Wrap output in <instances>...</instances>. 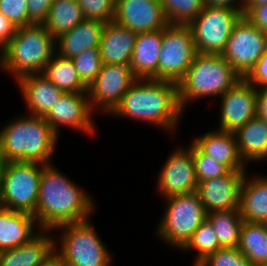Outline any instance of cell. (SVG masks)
Here are the masks:
<instances>
[{
  "mask_svg": "<svg viewBox=\"0 0 267 266\" xmlns=\"http://www.w3.org/2000/svg\"><path fill=\"white\" fill-rule=\"evenodd\" d=\"M66 176L53 164L43 167L32 214L40 230L54 231L62 224L86 221L95 210L92 196Z\"/></svg>",
  "mask_w": 267,
  "mask_h": 266,
  "instance_id": "obj_1",
  "label": "cell"
},
{
  "mask_svg": "<svg viewBox=\"0 0 267 266\" xmlns=\"http://www.w3.org/2000/svg\"><path fill=\"white\" fill-rule=\"evenodd\" d=\"M182 113L177 83L137 79L109 115L142 121L174 134Z\"/></svg>",
  "mask_w": 267,
  "mask_h": 266,
  "instance_id": "obj_2",
  "label": "cell"
},
{
  "mask_svg": "<svg viewBox=\"0 0 267 266\" xmlns=\"http://www.w3.org/2000/svg\"><path fill=\"white\" fill-rule=\"evenodd\" d=\"M11 119L0 129V162L20 161L51 164L59 136L43 117Z\"/></svg>",
  "mask_w": 267,
  "mask_h": 266,
  "instance_id": "obj_3",
  "label": "cell"
},
{
  "mask_svg": "<svg viewBox=\"0 0 267 266\" xmlns=\"http://www.w3.org/2000/svg\"><path fill=\"white\" fill-rule=\"evenodd\" d=\"M56 53V39L43 26L18 27L15 36L0 51V69L11 73L14 80L42 73Z\"/></svg>",
  "mask_w": 267,
  "mask_h": 266,
  "instance_id": "obj_4",
  "label": "cell"
},
{
  "mask_svg": "<svg viewBox=\"0 0 267 266\" xmlns=\"http://www.w3.org/2000/svg\"><path fill=\"white\" fill-rule=\"evenodd\" d=\"M241 79L221 54L197 53L186 74L177 83L180 107L184 111L192 100L220 98Z\"/></svg>",
  "mask_w": 267,
  "mask_h": 266,
  "instance_id": "obj_5",
  "label": "cell"
},
{
  "mask_svg": "<svg viewBox=\"0 0 267 266\" xmlns=\"http://www.w3.org/2000/svg\"><path fill=\"white\" fill-rule=\"evenodd\" d=\"M90 219L77 223L62 224L55 230H62L60 249L55 241V252L66 266H111L112 255L97 234Z\"/></svg>",
  "mask_w": 267,
  "mask_h": 266,
  "instance_id": "obj_6",
  "label": "cell"
},
{
  "mask_svg": "<svg viewBox=\"0 0 267 266\" xmlns=\"http://www.w3.org/2000/svg\"><path fill=\"white\" fill-rule=\"evenodd\" d=\"M43 167L44 164L36 162H2L0 206L33 214Z\"/></svg>",
  "mask_w": 267,
  "mask_h": 266,
  "instance_id": "obj_7",
  "label": "cell"
},
{
  "mask_svg": "<svg viewBox=\"0 0 267 266\" xmlns=\"http://www.w3.org/2000/svg\"><path fill=\"white\" fill-rule=\"evenodd\" d=\"M166 208L156 235L167 245L181 249L207 218L197 192L165 198Z\"/></svg>",
  "mask_w": 267,
  "mask_h": 266,
  "instance_id": "obj_8",
  "label": "cell"
},
{
  "mask_svg": "<svg viewBox=\"0 0 267 266\" xmlns=\"http://www.w3.org/2000/svg\"><path fill=\"white\" fill-rule=\"evenodd\" d=\"M242 16L243 11L237 9L205 5L201 13L188 24L197 53L221 54Z\"/></svg>",
  "mask_w": 267,
  "mask_h": 266,
  "instance_id": "obj_9",
  "label": "cell"
},
{
  "mask_svg": "<svg viewBox=\"0 0 267 266\" xmlns=\"http://www.w3.org/2000/svg\"><path fill=\"white\" fill-rule=\"evenodd\" d=\"M197 54L188 25L168 24L163 29L158 60V80L178 83Z\"/></svg>",
  "mask_w": 267,
  "mask_h": 266,
  "instance_id": "obj_10",
  "label": "cell"
},
{
  "mask_svg": "<svg viewBox=\"0 0 267 266\" xmlns=\"http://www.w3.org/2000/svg\"><path fill=\"white\" fill-rule=\"evenodd\" d=\"M267 48V34L245 16L236 23L221 55L244 78Z\"/></svg>",
  "mask_w": 267,
  "mask_h": 266,
  "instance_id": "obj_11",
  "label": "cell"
},
{
  "mask_svg": "<svg viewBox=\"0 0 267 266\" xmlns=\"http://www.w3.org/2000/svg\"><path fill=\"white\" fill-rule=\"evenodd\" d=\"M136 80L129 65L103 64L87 90L92 111L109 115Z\"/></svg>",
  "mask_w": 267,
  "mask_h": 266,
  "instance_id": "obj_12",
  "label": "cell"
},
{
  "mask_svg": "<svg viewBox=\"0 0 267 266\" xmlns=\"http://www.w3.org/2000/svg\"><path fill=\"white\" fill-rule=\"evenodd\" d=\"M177 147L167 157L158 175L156 189L164 198L197 190L198 181L192 158V142L188 148Z\"/></svg>",
  "mask_w": 267,
  "mask_h": 266,
  "instance_id": "obj_13",
  "label": "cell"
},
{
  "mask_svg": "<svg viewBox=\"0 0 267 266\" xmlns=\"http://www.w3.org/2000/svg\"><path fill=\"white\" fill-rule=\"evenodd\" d=\"M92 112L88 93H63L43 118L57 135L64 126L90 136L96 130Z\"/></svg>",
  "mask_w": 267,
  "mask_h": 266,
  "instance_id": "obj_14",
  "label": "cell"
},
{
  "mask_svg": "<svg viewBox=\"0 0 267 266\" xmlns=\"http://www.w3.org/2000/svg\"><path fill=\"white\" fill-rule=\"evenodd\" d=\"M220 100L219 130L235 133L256 116V88L244 78L227 90Z\"/></svg>",
  "mask_w": 267,
  "mask_h": 266,
  "instance_id": "obj_15",
  "label": "cell"
},
{
  "mask_svg": "<svg viewBox=\"0 0 267 266\" xmlns=\"http://www.w3.org/2000/svg\"><path fill=\"white\" fill-rule=\"evenodd\" d=\"M113 21L137 34L169 24L159 0H115Z\"/></svg>",
  "mask_w": 267,
  "mask_h": 266,
  "instance_id": "obj_16",
  "label": "cell"
},
{
  "mask_svg": "<svg viewBox=\"0 0 267 266\" xmlns=\"http://www.w3.org/2000/svg\"><path fill=\"white\" fill-rule=\"evenodd\" d=\"M248 171H230L227 175L200 181L197 194L207 213L239 209L240 190Z\"/></svg>",
  "mask_w": 267,
  "mask_h": 266,
  "instance_id": "obj_17",
  "label": "cell"
},
{
  "mask_svg": "<svg viewBox=\"0 0 267 266\" xmlns=\"http://www.w3.org/2000/svg\"><path fill=\"white\" fill-rule=\"evenodd\" d=\"M203 154L223 163L231 171H247L237 145L235 133L209 130L191 141Z\"/></svg>",
  "mask_w": 267,
  "mask_h": 266,
  "instance_id": "obj_18",
  "label": "cell"
},
{
  "mask_svg": "<svg viewBox=\"0 0 267 266\" xmlns=\"http://www.w3.org/2000/svg\"><path fill=\"white\" fill-rule=\"evenodd\" d=\"M30 115L44 117L64 93L41 73L16 80Z\"/></svg>",
  "mask_w": 267,
  "mask_h": 266,
  "instance_id": "obj_19",
  "label": "cell"
},
{
  "mask_svg": "<svg viewBox=\"0 0 267 266\" xmlns=\"http://www.w3.org/2000/svg\"><path fill=\"white\" fill-rule=\"evenodd\" d=\"M137 33L115 21L105 23L99 53L103 64L130 65Z\"/></svg>",
  "mask_w": 267,
  "mask_h": 266,
  "instance_id": "obj_20",
  "label": "cell"
},
{
  "mask_svg": "<svg viewBox=\"0 0 267 266\" xmlns=\"http://www.w3.org/2000/svg\"><path fill=\"white\" fill-rule=\"evenodd\" d=\"M38 227L32 214L0 206V252L28 243L39 233Z\"/></svg>",
  "mask_w": 267,
  "mask_h": 266,
  "instance_id": "obj_21",
  "label": "cell"
},
{
  "mask_svg": "<svg viewBox=\"0 0 267 266\" xmlns=\"http://www.w3.org/2000/svg\"><path fill=\"white\" fill-rule=\"evenodd\" d=\"M162 37L163 29L137 34L129 65L137 79L158 80Z\"/></svg>",
  "mask_w": 267,
  "mask_h": 266,
  "instance_id": "obj_22",
  "label": "cell"
},
{
  "mask_svg": "<svg viewBox=\"0 0 267 266\" xmlns=\"http://www.w3.org/2000/svg\"><path fill=\"white\" fill-rule=\"evenodd\" d=\"M50 232L40 230L28 243L0 252V266H41L56 249Z\"/></svg>",
  "mask_w": 267,
  "mask_h": 266,
  "instance_id": "obj_23",
  "label": "cell"
},
{
  "mask_svg": "<svg viewBox=\"0 0 267 266\" xmlns=\"http://www.w3.org/2000/svg\"><path fill=\"white\" fill-rule=\"evenodd\" d=\"M105 22L84 19L56 38V53L72 58L88 48H99Z\"/></svg>",
  "mask_w": 267,
  "mask_h": 266,
  "instance_id": "obj_24",
  "label": "cell"
},
{
  "mask_svg": "<svg viewBox=\"0 0 267 266\" xmlns=\"http://www.w3.org/2000/svg\"><path fill=\"white\" fill-rule=\"evenodd\" d=\"M239 153L245 162L267 161V122L255 116L235 132Z\"/></svg>",
  "mask_w": 267,
  "mask_h": 266,
  "instance_id": "obj_25",
  "label": "cell"
},
{
  "mask_svg": "<svg viewBox=\"0 0 267 266\" xmlns=\"http://www.w3.org/2000/svg\"><path fill=\"white\" fill-rule=\"evenodd\" d=\"M246 173L241 190L239 212L246 222H257L267 218V176L248 178Z\"/></svg>",
  "mask_w": 267,
  "mask_h": 266,
  "instance_id": "obj_26",
  "label": "cell"
},
{
  "mask_svg": "<svg viewBox=\"0 0 267 266\" xmlns=\"http://www.w3.org/2000/svg\"><path fill=\"white\" fill-rule=\"evenodd\" d=\"M41 74L64 93H87L71 58L55 53Z\"/></svg>",
  "mask_w": 267,
  "mask_h": 266,
  "instance_id": "obj_27",
  "label": "cell"
},
{
  "mask_svg": "<svg viewBox=\"0 0 267 266\" xmlns=\"http://www.w3.org/2000/svg\"><path fill=\"white\" fill-rule=\"evenodd\" d=\"M76 0H53L43 26L56 39L61 34L72 30L84 20Z\"/></svg>",
  "mask_w": 267,
  "mask_h": 266,
  "instance_id": "obj_28",
  "label": "cell"
},
{
  "mask_svg": "<svg viewBox=\"0 0 267 266\" xmlns=\"http://www.w3.org/2000/svg\"><path fill=\"white\" fill-rule=\"evenodd\" d=\"M238 249L253 266L267 263V236L259 223L243 222Z\"/></svg>",
  "mask_w": 267,
  "mask_h": 266,
  "instance_id": "obj_29",
  "label": "cell"
},
{
  "mask_svg": "<svg viewBox=\"0 0 267 266\" xmlns=\"http://www.w3.org/2000/svg\"><path fill=\"white\" fill-rule=\"evenodd\" d=\"M220 246L238 247L244 220L239 209L207 213Z\"/></svg>",
  "mask_w": 267,
  "mask_h": 266,
  "instance_id": "obj_30",
  "label": "cell"
},
{
  "mask_svg": "<svg viewBox=\"0 0 267 266\" xmlns=\"http://www.w3.org/2000/svg\"><path fill=\"white\" fill-rule=\"evenodd\" d=\"M222 248L214 233L211 222L206 218L202 224L194 231L191 238L181 248L183 251H197L194 265L197 266L208 255L215 253Z\"/></svg>",
  "mask_w": 267,
  "mask_h": 266,
  "instance_id": "obj_31",
  "label": "cell"
},
{
  "mask_svg": "<svg viewBox=\"0 0 267 266\" xmlns=\"http://www.w3.org/2000/svg\"><path fill=\"white\" fill-rule=\"evenodd\" d=\"M169 24L188 25L203 10V0H159Z\"/></svg>",
  "mask_w": 267,
  "mask_h": 266,
  "instance_id": "obj_32",
  "label": "cell"
},
{
  "mask_svg": "<svg viewBox=\"0 0 267 266\" xmlns=\"http://www.w3.org/2000/svg\"><path fill=\"white\" fill-rule=\"evenodd\" d=\"M71 59L82 82L89 87L103 65L99 48H88Z\"/></svg>",
  "mask_w": 267,
  "mask_h": 266,
  "instance_id": "obj_33",
  "label": "cell"
},
{
  "mask_svg": "<svg viewBox=\"0 0 267 266\" xmlns=\"http://www.w3.org/2000/svg\"><path fill=\"white\" fill-rule=\"evenodd\" d=\"M192 158L198 183L200 181L225 176L231 171L223 163L215 161L210 156L203 154L193 143Z\"/></svg>",
  "mask_w": 267,
  "mask_h": 266,
  "instance_id": "obj_34",
  "label": "cell"
},
{
  "mask_svg": "<svg viewBox=\"0 0 267 266\" xmlns=\"http://www.w3.org/2000/svg\"><path fill=\"white\" fill-rule=\"evenodd\" d=\"M197 266H253L238 247H223L208 255Z\"/></svg>",
  "mask_w": 267,
  "mask_h": 266,
  "instance_id": "obj_35",
  "label": "cell"
},
{
  "mask_svg": "<svg viewBox=\"0 0 267 266\" xmlns=\"http://www.w3.org/2000/svg\"><path fill=\"white\" fill-rule=\"evenodd\" d=\"M85 19L110 22L114 19L115 0H76Z\"/></svg>",
  "mask_w": 267,
  "mask_h": 266,
  "instance_id": "obj_36",
  "label": "cell"
},
{
  "mask_svg": "<svg viewBox=\"0 0 267 266\" xmlns=\"http://www.w3.org/2000/svg\"><path fill=\"white\" fill-rule=\"evenodd\" d=\"M0 12L17 27L28 26L27 0H0Z\"/></svg>",
  "mask_w": 267,
  "mask_h": 266,
  "instance_id": "obj_37",
  "label": "cell"
},
{
  "mask_svg": "<svg viewBox=\"0 0 267 266\" xmlns=\"http://www.w3.org/2000/svg\"><path fill=\"white\" fill-rule=\"evenodd\" d=\"M53 0H27L28 26L43 25Z\"/></svg>",
  "mask_w": 267,
  "mask_h": 266,
  "instance_id": "obj_38",
  "label": "cell"
},
{
  "mask_svg": "<svg viewBox=\"0 0 267 266\" xmlns=\"http://www.w3.org/2000/svg\"><path fill=\"white\" fill-rule=\"evenodd\" d=\"M244 79L255 88L267 86V48Z\"/></svg>",
  "mask_w": 267,
  "mask_h": 266,
  "instance_id": "obj_39",
  "label": "cell"
},
{
  "mask_svg": "<svg viewBox=\"0 0 267 266\" xmlns=\"http://www.w3.org/2000/svg\"><path fill=\"white\" fill-rule=\"evenodd\" d=\"M243 16L267 34V4L243 6Z\"/></svg>",
  "mask_w": 267,
  "mask_h": 266,
  "instance_id": "obj_40",
  "label": "cell"
},
{
  "mask_svg": "<svg viewBox=\"0 0 267 266\" xmlns=\"http://www.w3.org/2000/svg\"><path fill=\"white\" fill-rule=\"evenodd\" d=\"M17 28L0 12V51L15 36Z\"/></svg>",
  "mask_w": 267,
  "mask_h": 266,
  "instance_id": "obj_41",
  "label": "cell"
},
{
  "mask_svg": "<svg viewBox=\"0 0 267 266\" xmlns=\"http://www.w3.org/2000/svg\"><path fill=\"white\" fill-rule=\"evenodd\" d=\"M256 116L267 122V86L256 88Z\"/></svg>",
  "mask_w": 267,
  "mask_h": 266,
  "instance_id": "obj_42",
  "label": "cell"
},
{
  "mask_svg": "<svg viewBox=\"0 0 267 266\" xmlns=\"http://www.w3.org/2000/svg\"><path fill=\"white\" fill-rule=\"evenodd\" d=\"M204 4L213 7H230L243 11L244 0H203Z\"/></svg>",
  "mask_w": 267,
  "mask_h": 266,
  "instance_id": "obj_43",
  "label": "cell"
},
{
  "mask_svg": "<svg viewBox=\"0 0 267 266\" xmlns=\"http://www.w3.org/2000/svg\"><path fill=\"white\" fill-rule=\"evenodd\" d=\"M41 266H66L63 259L54 251Z\"/></svg>",
  "mask_w": 267,
  "mask_h": 266,
  "instance_id": "obj_44",
  "label": "cell"
},
{
  "mask_svg": "<svg viewBox=\"0 0 267 266\" xmlns=\"http://www.w3.org/2000/svg\"><path fill=\"white\" fill-rule=\"evenodd\" d=\"M267 4V0H244V6H258Z\"/></svg>",
  "mask_w": 267,
  "mask_h": 266,
  "instance_id": "obj_45",
  "label": "cell"
},
{
  "mask_svg": "<svg viewBox=\"0 0 267 266\" xmlns=\"http://www.w3.org/2000/svg\"><path fill=\"white\" fill-rule=\"evenodd\" d=\"M259 224L262 226L264 232H265V235L267 236V218L261 220L259 222Z\"/></svg>",
  "mask_w": 267,
  "mask_h": 266,
  "instance_id": "obj_46",
  "label": "cell"
},
{
  "mask_svg": "<svg viewBox=\"0 0 267 266\" xmlns=\"http://www.w3.org/2000/svg\"><path fill=\"white\" fill-rule=\"evenodd\" d=\"M256 266H267V263L259 264V265H256Z\"/></svg>",
  "mask_w": 267,
  "mask_h": 266,
  "instance_id": "obj_47",
  "label": "cell"
},
{
  "mask_svg": "<svg viewBox=\"0 0 267 266\" xmlns=\"http://www.w3.org/2000/svg\"><path fill=\"white\" fill-rule=\"evenodd\" d=\"M1 167H2V163L0 162V177H1Z\"/></svg>",
  "mask_w": 267,
  "mask_h": 266,
  "instance_id": "obj_48",
  "label": "cell"
}]
</instances>
